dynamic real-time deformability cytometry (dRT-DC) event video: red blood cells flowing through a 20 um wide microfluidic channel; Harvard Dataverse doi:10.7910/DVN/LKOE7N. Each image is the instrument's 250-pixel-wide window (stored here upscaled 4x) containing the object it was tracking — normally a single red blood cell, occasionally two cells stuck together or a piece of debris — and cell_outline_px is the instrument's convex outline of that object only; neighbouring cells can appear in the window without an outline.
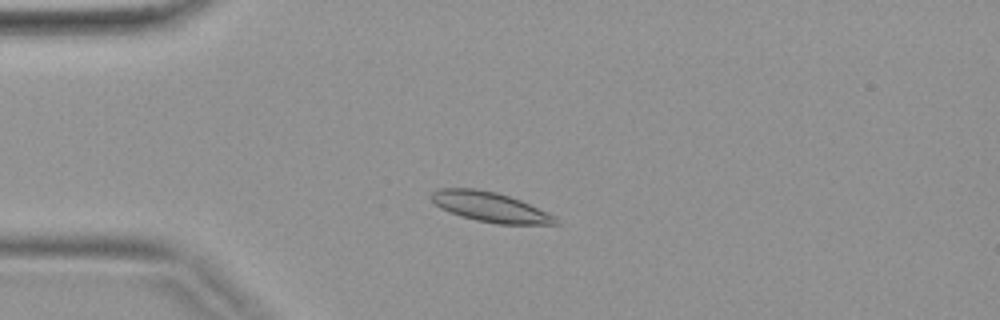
{"species": "common noctule bat (a hibernating species)", "species_latin": "Nyctalus noctula", "temperature_condition": "warm", "stored_images_in_passage": 20, "camera_frame_rate_fps": 3000, "um_per_image_px": 0.085, "animal": {"sex": "female", "body_mass_g": 19.9}, "frame": {"image": 1, "passage_image": 9, "time_ms": 2.667, "image_size_px": [1000, 320], "cell_outline_px": [[560, 224], [496, 224], [476, 220], [460, 216], [440, 208], [428, 196], [436, 188], [476, 188], [496, 192], [520, 200], [556, 216], [560, 220]], "centroid_in_image_um": [41.65, 17.59], "position_along_channel_um": 43.4, "area_um2": 21.73}}
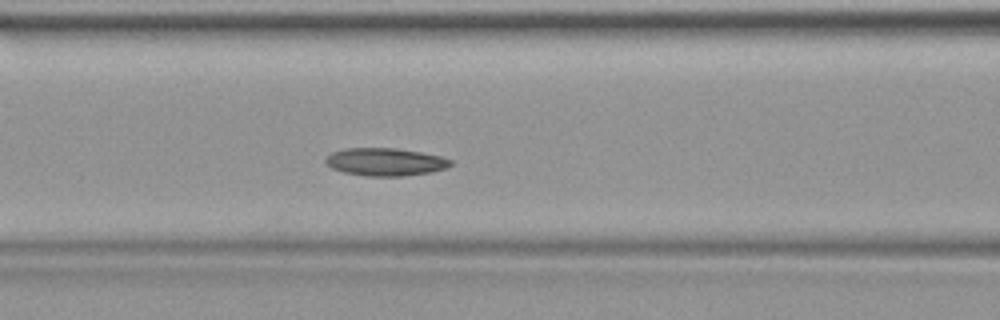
{"frame": {"image": 2, "passage_image": 16, "time_ms": 5.0, "image_size_px": [1000, 320], "cell_outline_px": [[452, 164], [448, 168], [432, 172], [404, 176], [364, 176], [344, 172], [332, 168], [324, 160], [332, 152], [344, 148], [396, 148], [420, 152], [440, 156], [452, 160]], "centroid_in_image_um": [32.78, 13.76], "position_along_channel_um": 133.8, "area_um2": 20.29}}
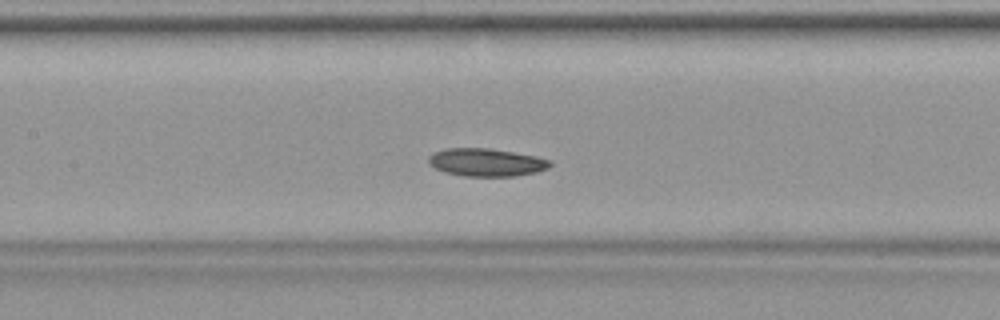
{"frame": {"image": 3, "passage_image": 18, "time_ms": 5.667, "image_size_px": [1000, 320], "cell_outline_px": [[552, 164], [548, 168], [536, 172], [516, 176], [464, 176], [444, 172], [428, 164], [428, 156], [432, 152], [444, 148], [488, 148], [536, 156], [552, 160]], "centroid_in_image_um": [41.31, 13.79], "position_along_channel_um": 166.1, "area_um2": 19.88}}